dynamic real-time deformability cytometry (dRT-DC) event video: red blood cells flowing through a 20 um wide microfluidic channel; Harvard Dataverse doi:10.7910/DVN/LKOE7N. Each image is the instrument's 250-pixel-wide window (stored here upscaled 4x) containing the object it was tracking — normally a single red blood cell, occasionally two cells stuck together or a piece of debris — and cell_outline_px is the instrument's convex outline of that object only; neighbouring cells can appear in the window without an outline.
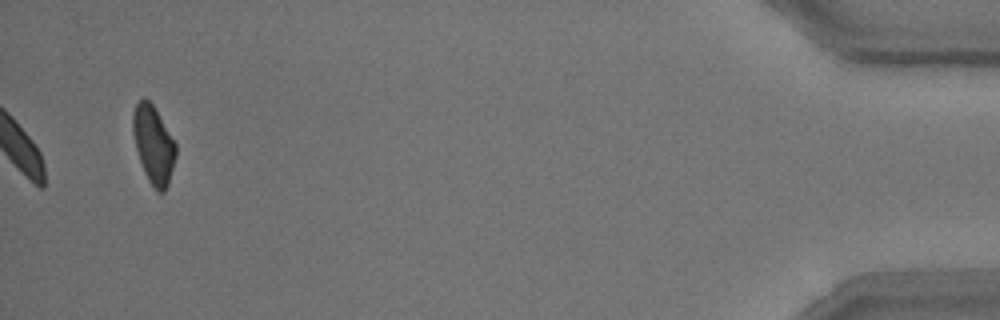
{"species": "common noctule bat (a hibernating species)", "species_latin": "Nyctalus noctula", "temperature_condition": "room temperature", "stored_images_in_passage": 38, "camera_frame_rate_fps": 3000, "um_per_image_px": 0.085, "animal": {"sex": "male", "body_mass_g": 15.6}, "frame": {"image": 1, "passage_image": 38, "time_ms": 12.333, "image_size_px": [1000, 320], "cell_outline_px": [[176, 156], [168, 184], [164, 192], [156, 192], [148, 180], [144, 172], [136, 148], [132, 132], [132, 112], [136, 104], [144, 96], [152, 104], [176, 144]], "centroid_in_image_um": [13.03, 12.3], "position_along_channel_um": 422.2, "area_um2": 19.31}, "authors_computed_cell_mechanics": {"area_um2": 17.3978, "velocity_mm_per_s": 3.7879, "shape_relaxation_time_tau1_ms": 2.2858, "shape_relaxation_time_tau2_ms": 3.4515, "deformation_change_tau1": 0.0994, "deformation_change_tau2": 0.0465}}